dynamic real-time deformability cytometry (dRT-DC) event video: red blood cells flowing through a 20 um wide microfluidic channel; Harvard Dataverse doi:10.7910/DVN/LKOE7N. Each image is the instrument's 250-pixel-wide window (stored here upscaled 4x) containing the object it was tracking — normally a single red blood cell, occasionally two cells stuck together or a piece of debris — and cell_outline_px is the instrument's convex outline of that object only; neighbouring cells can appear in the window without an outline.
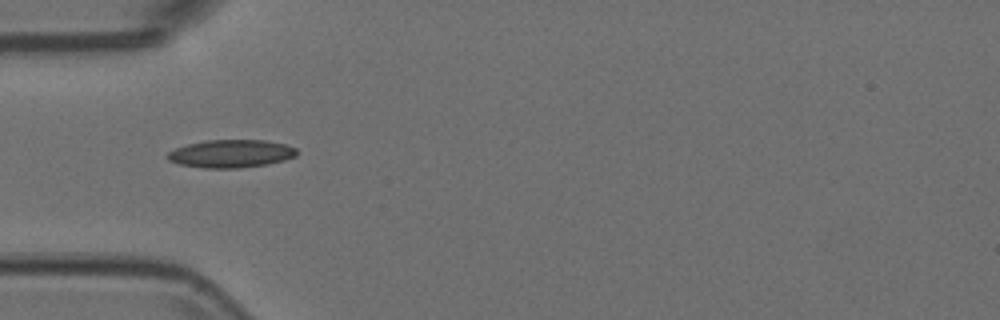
{"species": "Egyptian fruit bat (a non-hibernating species)", "species_latin": "Rousettus aegyptiacus", "temperature_condition": "room temperature", "stored_images_in_passage": 38, "camera_frame_rate_fps": 3000, "um_per_image_px": 0.085, "animal": {"sex": "female"}, "frame": {"image": 1, "passage_image": 1, "time_ms": 0.0, "image_size_px": [1000, 320], "cell_outline_px": [[296, 156], [284, 160], [264, 164], [236, 168], [204, 168], [180, 164], [168, 160], [164, 156], [168, 152], [176, 148], [188, 144], [208, 140], [264, 140], [284, 144], [296, 148]], "centroid_in_image_um": [19.6, 13.06], "position_along_channel_um": 65.4, "area_um2": 20.81}}
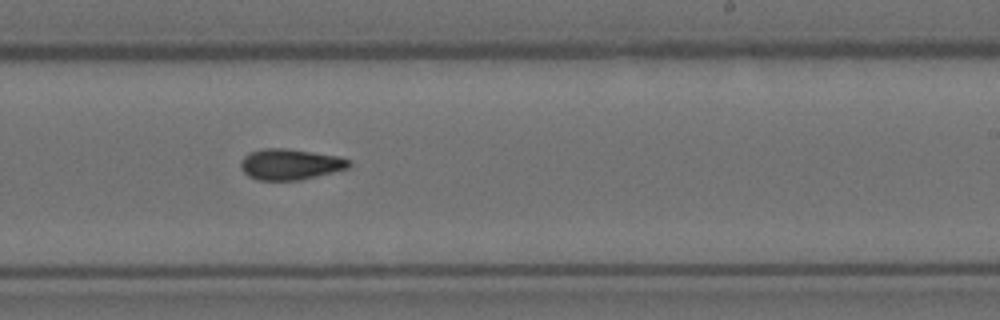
{"frame": {"image": 2, "passage_image": 17, "time_ms": 5.333, "image_size_px": [1000, 320], "cell_outline_px": [[352, 164], [348, 168], [300, 180], [260, 180], [248, 176], [240, 168], [240, 160], [244, 156], [252, 152], [264, 148], [284, 148], [340, 156], [352, 160]], "centroid_in_image_um": [24.68, 13.96], "position_along_channel_um": 264.3, "area_um2": 19.48}}
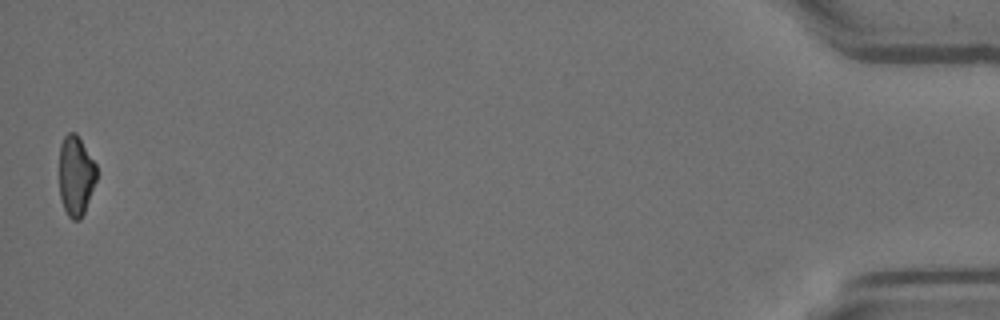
{"frame": {"image": 3, "passage_image": 38, "time_ms": 12.333, "image_size_px": [1000, 320], "cell_outline_px": [[96, 180], [84, 212], [80, 220], [72, 220], [68, 216], [64, 208], [60, 196], [60, 144], [64, 136], [68, 132], [76, 132], [96, 164]], "centroid_in_image_um": [6.44, 14.92], "position_along_channel_um": 428.8, "area_um2": 17.28}}